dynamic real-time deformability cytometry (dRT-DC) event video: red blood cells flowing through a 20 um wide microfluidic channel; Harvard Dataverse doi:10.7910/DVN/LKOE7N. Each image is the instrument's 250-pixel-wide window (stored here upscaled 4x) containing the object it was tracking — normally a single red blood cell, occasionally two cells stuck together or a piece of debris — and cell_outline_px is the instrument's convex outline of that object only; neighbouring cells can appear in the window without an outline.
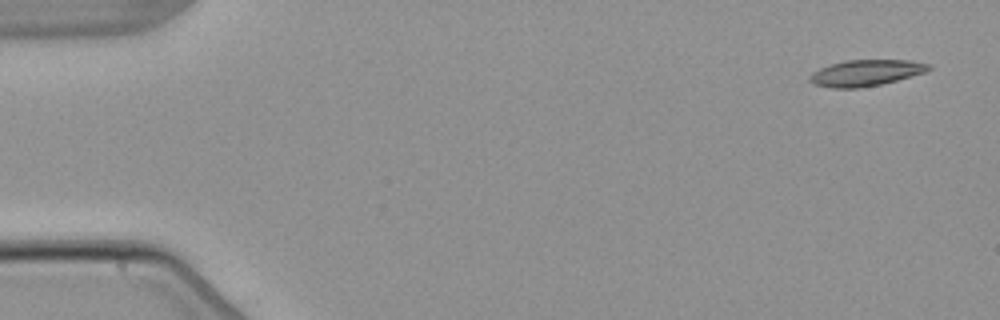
{"species": "common noctule bat (a hibernating species)", "species_latin": "Nyctalus noctula", "temperature_condition": "warm", "stored_images_in_passage": 6, "camera_frame_rate_fps": 3000, "um_per_image_px": 0.085, "animal": {"sex": "male", "body_mass_g": 21.5, "forearm_length_mm": 52.0}, "frame": {"image": 1, "passage_image": 1, "time_ms": 0.0, "image_size_px": [1000, 320], "cell_outline_px": [[932, 68], [924, 72], [896, 80], [880, 84], [860, 88], [832, 88], [816, 84], [808, 80], [808, 76], [812, 72], [820, 68], [844, 60], [912, 60], [928, 64]], "centroid_in_image_um": [73.56, 6.19], "position_along_channel_um": 11.4, "area_um2": 17.98}}
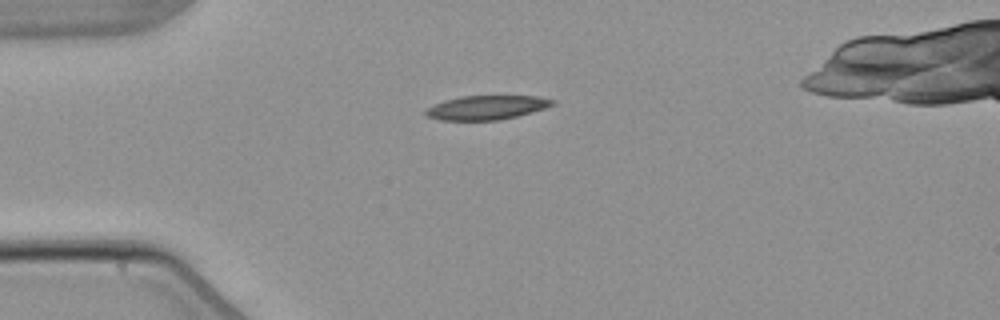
{"frame": {"image": 2, "passage_image": 4, "time_ms": 3.667, "image_size_px": [1000, 320], "cell_outline_px": [[556, 104], [532, 112], [500, 120], [440, 120], [424, 116], [424, 112], [428, 108], [444, 100], [460, 96], [540, 96], [556, 100]], "centroid_in_image_um": [41.38, 9.14], "position_along_channel_um": 43.6, "area_um2": 17.86}}
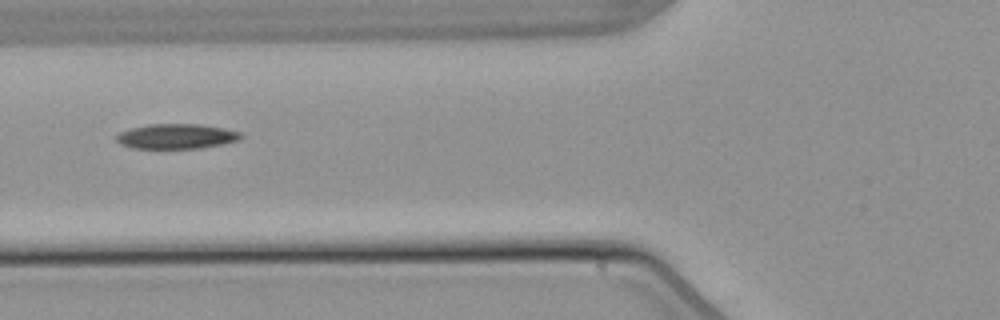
{"frame": {"image": 3, "passage_image": 6, "time_ms": 6.0, "image_size_px": [1000, 320], "cell_outline_px": [[244, 136], [240, 140], [224, 144], [200, 148], [132, 148], [120, 144], [116, 140], [116, 136], [120, 132], [132, 128], [148, 124], [196, 124], [224, 128], [240, 132]], "centroid_in_image_um": [15.02, 11.59], "position_along_channel_um": 110.8, "area_um2": 18.09}}